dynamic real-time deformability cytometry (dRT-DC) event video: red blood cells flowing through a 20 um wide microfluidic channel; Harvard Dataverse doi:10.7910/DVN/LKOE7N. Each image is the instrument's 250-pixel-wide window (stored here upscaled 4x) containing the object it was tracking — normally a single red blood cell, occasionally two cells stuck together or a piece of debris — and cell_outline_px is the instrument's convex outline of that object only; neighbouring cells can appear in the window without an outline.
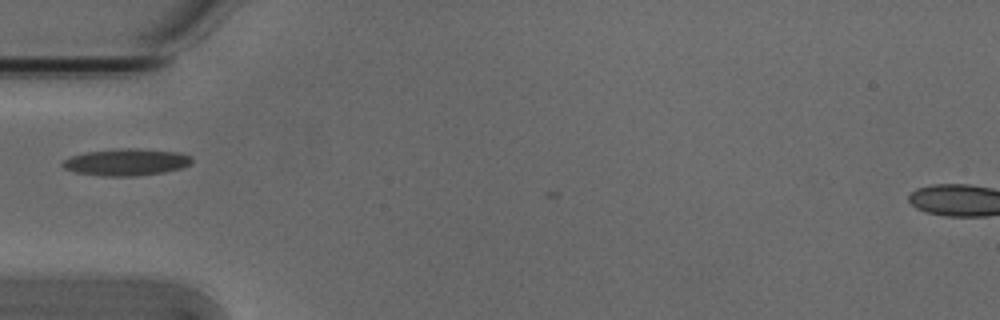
{"species": "Egyptian fruit bat (a non-hibernating species)", "species_latin": "Rousettus aegyptiacus", "temperature_condition": "cold", "stored_images_in_passage": 4, "camera_frame_rate_fps": 3000, "um_per_image_px": 0.085, "animal": {"sex": "male"}, "frame": {"image": 1, "passage_image": 2, "time_ms": 0.333, "image_size_px": [1000, 320], "cell_outline_px": [[192, 164], [184, 168], [164, 172], [136, 176], [100, 176], [76, 172], [64, 168], [60, 164], [60, 160], [72, 156], [88, 152], [124, 148], [136, 148], [180, 152], [192, 156]], "centroid_in_image_um": [10.77, 13.78], "position_along_channel_um": 74.2, "area_um2": 20.46}}